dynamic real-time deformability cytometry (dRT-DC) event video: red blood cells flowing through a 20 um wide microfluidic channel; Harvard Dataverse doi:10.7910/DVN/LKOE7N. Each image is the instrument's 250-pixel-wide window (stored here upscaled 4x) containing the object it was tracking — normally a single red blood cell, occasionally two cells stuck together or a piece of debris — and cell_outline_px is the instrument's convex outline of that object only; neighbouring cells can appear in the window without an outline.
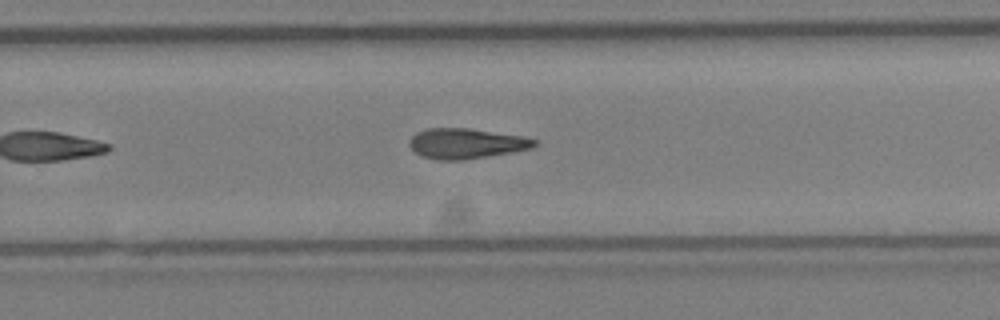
{"species": "Egyptian fruit bat (a non-hibernating species)", "species_latin": "Rousettus aegyptiacus", "temperature_condition": "cold", "stored_images_in_passage": 20, "camera_frame_rate_fps": 3000, "um_per_image_px": 0.085, "animal": {"sex": "female"}, "frame": {"image": 1, "passage_image": 17, "time_ms": 5.333, "image_size_px": [1000, 320], "cell_outline_px": [[536, 144], [532, 148], [512, 152], [460, 160], [440, 160], [420, 156], [408, 144], [408, 140], [416, 132], [428, 128], [468, 128], [520, 136], [536, 140]], "centroid_in_image_um": [39.56, 12.19], "position_along_channel_um": 290.2, "area_um2": 21.79}}